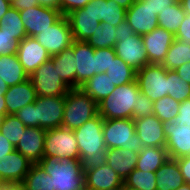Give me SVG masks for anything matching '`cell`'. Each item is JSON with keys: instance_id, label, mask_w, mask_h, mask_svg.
I'll use <instances>...</instances> for the list:
<instances>
[{"instance_id": "28", "label": "cell", "mask_w": 190, "mask_h": 190, "mask_svg": "<svg viewBox=\"0 0 190 190\" xmlns=\"http://www.w3.org/2000/svg\"><path fill=\"white\" fill-rule=\"evenodd\" d=\"M0 79L3 80L8 87L29 79V76L20 64L16 53L0 55Z\"/></svg>"}, {"instance_id": "63", "label": "cell", "mask_w": 190, "mask_h": 190, "mask_svg": "<svg viewBox=\"0 0 190 190\" xmlns=\"http://www.w3.org/2000/svg\"><path fill=\"white\" fill-rule=\"evenodd\" d=\"M176 2H178V3H181L183 0H175Z\"/></svg>"}, {"instance_id": "2", "label": "cell", "mask_w": 190, "mask_h": 190, "mask_svg": "<svg viewBox=\"0 0 190 190\" xmlns=\"http://www.w3.org/2000/svg\"><path fill=\"white\" fill-rule=\"evenodd\" d=\"M50 175L54 190H83L85 174L81 160L57 156L43 157L38 163Z\"/></svg>"}, {"instance_id": "33", "label": "cell", "mask_w": 190, "mask_h": 190, "mask_svg": "<svg viewBox=\"0 0 190 190\" xmlns=\"http://www.w3.org/2000/svg\"><path fill=\"white\" fill-rule=\"evenodd\" d=\"M0 30L12 35V38L18 42L27 37L24 24L17 9L10 8L0 19Z\"/></svg>"}, {"instance_id": "48", "label": "cell", "mask_w": 190, "mask_h": 190, "mask_svg": "<svg viewBox=\"0 0 190 190\" xmlns=\"http://www.w3.org/2000/svg\"><path fill=\"white\" fill-rule=\"evenodd\" d=\"M185 183L190 184V157L176 158Z\"/></svg>"}, {"instance_id": "13", "label": "cell", "mask_w": 190, "mask_h": 190, "mask_svg": "<svg viewBox=\"0 0 190 190\" xmlns=\"http://www.w3.org/2000/svg\"><path fill=\"white\" fill-rule=\"evenodd\" d=\"M33 164L17 150L0 158V180L5 185L22 184Z\"/></svg>"}, {"instance_id": "21", "label": "cell", "mask_w": 190, "mask_h": 190, "mask_svg": "<svg viewBox=\"0 0 190 190\" xmlns=\"http://www.w3.org/2000/svg\"><path fill=\"white\" fill-rule=\"evenodd\" d=\"M46 130L40 127H26L15 150L20 152L32 164H38L44 157V139Z\"/></svg>"}, {"instance_id": "5", "label": "cell", "mask_w": 190, "mask_h": 190, "mask_svg": "<svg viewBox=\"0 0 190 190\" xmlns=\"http://www.w3.org/2000/svg\"><path fill=\"white\" fill-rule=\"evenodd\" d=\"M98 115V104L80 88L65 95L62 127L75 130Z\"/></svg>"}, {"instance_id": "3", "label": "cell", "mask_w": 190, "mask_h": 190, "mask_svg": "<svg viewBox=\"0 0 190 190\" xmlns=\"http://www.w3.org/2000/svg\"><path fill=\"white\" fill-rule=\"evenodd\" d=\"M140 89L138 82L116 86L114 91L98 103V114L105 119H132Z\"/></svg>"}, {"instance_id": "23", "label": "cell", "mask_w": 190, "mask_h": 190, "mask_svg": "<svg viewBox=\"0 0 190 190\" xmlns=\"http://www.w3.org/2000/svg\"><path fill=\"white\" fill-rule=\"evenodd\" d=\"M84 174L85 188L88 190H108L124 184L120 176L107 164L87 169Z\"/></svg>"}, {"instance_id": "8", "label": "cell", "mask_w": 190, "mask_h": 190, "mask_svg": "<svg viewBox=\"0 0 190 190\" xmlns=\"http://www.w3.org/2000/svg\"><path fill=\"white\" fill-rule=\"evenodd\" d=\"M37 96H65L70 88L62 81L51 60L40 65L30 76Z\"/></svg>"}, {"instance_id": "38", "label": "cell", "mask_w": 190, "mask_h": 190, "mask_svg": "<svg viewBox=\"0 0 190 190\" xmlns=\"http://www.w3.org/2000/svg\"><path fill=\"white\" fill-rule=\"evenodd\" d=\"M167 95L179 103L190 98V85L174 70H167Z\"/></svg>"}, {"instance_id": "37", "label": "cell", "mask_w": 190, "mask_h": 190, "mask_svg": "<svg viewBox=\"0 0 190 190\" xmlns=\"http://www.w3.org/2000/svg\"><path fill=\"white\" fill-rule=\"evenodd\" d=\"M116 27L108 23H100L94 34L86 41L94 49L114 48L116 44Z\"/></svg>"}, {"instance_id": "53", "label": "cell", "mask_w": 190, "mask_h": 190, "mask_svg": "<svg viewBox=\"0 0 190 190\" xmlns=\"http://www.w3.org/2000/svg\"><path fill=\"white\" fill-rule=\"evenodd\" d=\"M38 4L43 7L60 9V0H37Z\"/></svg>"}, {"instance_id": "42", "label": "cell", "mask_w": 190, "mask_h": 190, "mask_svg": "<svg viewBox=\"0 0 190 190\" xmlns=\"http://www.w3.org/2000/svg\"><path fill=\"white\" fill-rule=\"evenodd\" d=\"M154 102L140 92L137 106L133 109L132 120H138L154 114Z\"/></svg>"}, {"instance_id": "24", "label": "cell", "mask_w": 190, "mask_h": 190, "mask_svg": "<svg viewBox=\"0 0 190 190\" xmlns=\"http://www.w3.org/2000/svg\"><path fill=\"white\" fill-rule=\"evenodd\" d=\"M138 153L129 149H108L106 164L110 166L124 181L136 168Z\"/></svg>"}, {"instance_id": "25", "label": "cell", "mask_w": 190, "mask_h": 190, "mask_svg": "<svg viewBox=\"0 0 190 190\" xmlns=\"http://www.w3.org/2000/svg\"><path fill=\"white\" fill-rule=\"evenodd\" d=\"M92 13L97 17V21L108 23L117 27L126 19V9L119 6L113 0H90Z\"/></svg>"}, {"instance_id": "62", "label": "cell", "mask_w": 190, "mask_h": 190, "mask_svg": "<svg viewBox=\"0 0 190 190\" xmlns=\"http://www.w3.org/2000/svg\"><path fill=\"white\" fill-rule=\"evenodd\" d=\"M5 184L0 180V189L4 186Z\"/></svg>"}, {"instance_id": "17", "label": "cell", "mask_w": 190, "mask_h": 190, "mask_svg": "<svg viewBox=\"0 0 190 190\" xmlns=\"http://www.w3.org/2000/svg\"><path fill=\"white\" fill-rule=\"evenodd\" d=\"M16 55L28 76L51 58L48 51L35 38L29 36L19 42Z\"/></svg>"}, {"instance_id": "49", "label": "cell", "mask_w": 190, "mask_h": 190, "mask_svg": "<svg viewBox=\"0 0 190 190\" xmlns=\"http://www.w3.org/2000/svg\"><path fill=\"white\" fill-rule=\"evenodd\" d=\"M144 3H149L155 14H159L161 11L176 3L175 0H143Z\"/></svg>"}, {"instance_id": "44", "label": "cell", "mask_w": 190, "mask_h": 190, "mask_svg": "<svg viewBox=\"0 0 190 190\" xmlns=\"http://www.w3.org/2000/svg\"><path fill=\"white\" fill-rule=\"evenodd\" d=\"M19 42L6 32L0 30V55L15 54L18 50Z\"/></svg>"}, {"instance_id": "36", "label": "cell", "mask_w": 190, "mask_h": 190, "mask_svg": "<svg viewBox=\"0 0 190 190\" xmlns=\"http://www.w3.org/2000/svg\"><path fill=\"white\" fill-rule=\"evenodd\" d=\"M156 174L134 169L124 180V186L130 190H157Z\"/></svg>"}, {"instance_id": "61", "label": "cell", "mask_w": 190, "mask_h": 190, "mask_svg": "<svg viewBox=\"0 0 190 190\" xmlns=\"http://www.w3.org/2000/svg\"><path fill=\"white\" fill-rule=\"evenodd\" d=\"M108 190H127V189H126V187L123 184L122 186L114 187V188H111V189H108Z\"/></svg>"}, {"instance_id": "10", "label": "cell", "mask_w": 190, "mask_h": 190, "mask_svg": "<svg viewBox=\"0 0 190 190\" xmlns=\"http://www.w3.org/2000/svg\"><path fill=\"white\" fill-rule=\"evenodd\" d=\"M38 43L43 46L50 56L59 54L69 48L73 41V34L66 16L62 15L51 27L35 35Z\"/></svg>"}, {"instance_id": "27", "label": "cell", "mask_w": 190, "mask_h": 190, "mask_svg": "<svg viewBox=\"0 0 190 190\" xmlns=\"http://www.w3.org/2000/svg\"><path fill=\"white\" fill-rule=\"evenodd\" d=\"M155 174L157 190H176L185 184L176 159L169 158Z\"/></svg>"}, {"instance_id": "19", "label": "cell", "mask_w": 190, "mask_h": 190, "mask_svg": "<svg viewBox=\"0 0 190 190\" xmlns=\"http://www.w3.org/2000/svg\"><path fill=\"white\" fill-rule=\"evenodd\" d=\"M133 121L136 134L139 136L143 147L166 148L167 138L164 131V123L154 114Z\"/></svg>"}, {"instance_id": "15", "label": "cell", "mask_w": 190, "mask_h": 190, "mask_svg": "<svg viewBox=\"0 0 190 190\" xmlns=\"http://www.w3.org/2000/svg\"><path fill=\"white\" fill-rule=\"evenodd\" d=\"M72 50L76 58V89H78L96 75L95 49L85 41L74 40Z\"/></svg>"}, {"instance_id": "4", "label": "cell", "mask_w": 190, "mask_h": 190, "mask_svg": "<svg viewBox=\"0 0 190 190\" xmlns=\"http://www.w3.org/2000/svg\"><path fill=\"white\" fill-rule=\"evenodd\" d=\"M115 35L114 50L119 58L136 71L149 64L142 37L134 32L126 19L116 27Z\"/></svg>"}, {"instance_id": "46", "label": "cell", "mask_w": 190, "mask_h": 190, "mask_svg": "<svg viewBox=\"0 0 190 190\" xmlns=\"http://www.w3.org/2000/svg\"><path fill=\"white\" fill-rule=\"evenodd\" d=\"M90 0H60V12L66 16L70 12L78 8H83Z\"/></svg>"}, {"instance_id": "26", "label": "cell", "mask_w": 190, "mask_h": 190, "mask_svg": "<svg viewBox=\"0 0 190 190\" xmlns=\"http://www.w3.org/2000/svg\"><path fill=\"white\" fill-rule=\"evenodd\" d=\"M50 60L57 69L62 81L70 88L76 89L75 54L72 45L62 50L59 54L52 55Z\"/></svg>"}, {"instance_id": "47", "label": "cell", "mask_w": 190, "mask_h": 190, "mask_svg": "<svg viewBox=\"0 0 190 190\" xmlns=\"http://www.w3.org/2000/svg\"><path fill=\"white\" fill-rule=\"evenodd\" d=\"M175 38L182 42L190 43V14H185L183 22L175 34Z\"/></svg>"}, {"instance_id": "14", "label": "cell", "mask_w": 190, "mask_h": 190, "mask_svg": "<svg viewBox=\"0 0 190 190\" xmlns=\"http://www.w3.org/2000/svg\"><path fill=\"white\" fill-rule=\"evenodd\" d=\"M126 20L137 35L152 32L158 27V15L155 14L149 3L135 0L126 10Z\"/></svg>"}, {"instance_id": "56", "label": "cell", "mask_w": 190, "mask_h": 190, "mask_svg": "<svg viewBox=\"0 0 190 190\" xmlns=\"http://www.w3.org/2000/svg\"><path fill=\"white\" fill-rule=\"evenodd\" d=\"M113 1L117 3L119 6H121L122 8L128 10L132 6L135 0H113Z\"/></svg>"}, {"instance_id": "40", "label": "cell", "mask_w": 190, "mask_h": 190, "mask_svg": "<svg viewBox=\"0 0 190 190\" xmlns=\"http://www.w3.org/2000/svg\"><path fill=\"white\" fill-rule=\"evenodd\" d=\"M180 103L170 96H164L154 102V115L163 123L173 121L179 114Z\"/></svg>"}, {"instance_id": "59", "label": "cell", "mask_w": 190, "mask_h": 190, "mask_svg": "<svg viewBox=\"0 0 190 190\" xmlns=\"http://www.w3.org/2000/svg\"><path fill=\"white\" fill-rule=\"evenodd\" d=\"M8 88H9L8 85L3 80L0 79V92L6 93Z\"/></svg>"}, {"instance_id": "52", "label": "cell", "mask_w": 190, "mask_h": 190, "mask_svg": "<svg viewBox=\"0 0 190 190\" xmlns=\"http://www.w3.org/2000/svg\"><path fill=\"white\" fill-rule=\"evenodd\" d=\"M174 71L181 77L182 80L190 85V62L181 65Z\"/></svg>"}, {"instance_id": "50", "label": "cell", "mask_w": 190, "mask_h": 190, "mask_svg": "<svg viewBox=\"0 0 190 190\" xmlns=\"http://www.w3.org/2000/svg\"><path fill=\"white\" fill-rule=\"evenodd\" d=\"M37 5H39L37 0H14L11 3V7L18 11L29 9Z\"/></svg>"}, {"instance_id": "34", "label": "cell", "mask_w": 190, "mask_h": 190, "mask_svg": "<svg viewBox=\"0 0 190 190\" xmlns=\"http://www.w3.org/2000/svg\"><path fill=\"white\" fill-rule=\"evenodd\" d=\"M185 14L181 3L176 2L158 14V27L164 28L175 35L183 22Z\"/></svg>"}, {"instance_id": "31", "label": "cell", "mask_w": 190, "mask_h": 190, "mask_svg": "<svg viewBox=\"0 0 190 190\" xmlns=\"http://www.w3.org/2000/svg\"><path fill=\"white\" fill-rule=\"evenodd\" d=\"M188 62H190V43L175 38L161 65L166 70H175Z\"/></svg>"}, {"instance_id": "22", "label": "cell", "mask_w": 190, "mask_h": 190, "mask_svg": "<svg viewBox=\"0 0 190 190\" xmlns=\"http://www.w3.org/2000/svg\"><path fill=\"white\" fill-rule=\"evenodd\" d=\"M7 115H15L27 104L36 101V91L30 79L22 83L10 86L4 95Z\"/></svg>"}, {"instance_id": "54", "label": "cell", "mask_w": 190, "mask_h": 190, "mask_svg": "<svg viewBox=\"0 0 190 190\" xmlns=\"http://www.w3.org/2000/svg\"><path fill=\"white\" fill-rule=\"evenodd\" d=\"M5 93L0 92V117L3 118L7 115L6 101L4 97Z\"/></svg>"}, {"instance_id": "41", "label": "cell", "mask_w": 190, "mask_h": 190, "mask_svg": "<svg viewBox=\"0 0 190 190\" xmlns=\"http://www.w3.org/2000/svg\"><path fill=\"white\" fill-rule=\"evenodd\" d=\"M116 56L114 48L95 49L96 74L105 73Z\"/></svg>"}, {"instance_id": "43", "label": "cell", "mask_w": 190, "mask_h": 190, "mask_svg": "<svg viewBox=\"0 0 190 190\" xmlns=\"http://www.w3.org/2000/svg\"><path fill=\"white\" fill-rule=\"evenodd\" d=\"M26 127H38L36 120V104L30 103L20 109L15 115Z\"/></svg>"}, {"instance_id": "7", "label": "cell", "mask_w": 190, "mask_h": 190, "mask_svg": "<svg viewBox=\"0 0 190 190\" xmlns=\"http://www.w3.org/2000/svg\"><path fill=\"white\" fill-rule=\"evenodd\" d=\"M57 156L59 159L80 160L78 141L74 130L65 127L46 130L44 139V157Z\"/></svg>"}, {"instance_id": "55", "label": "cell", "mask_w": 190, "mask_h": 190, "mask_svg": "<svg viewBox=\"0 0 190 190\" xmlns=\"http://www.w3.org/2000/svg\"><path fill=\"white\" fill-rule=\"evenodd\" d=\"M11 8V3L7 0H0V19L7 13Z\"/></svg>"}, {"instance_id": "11", "label": "cell", "mask_w": 190, "mask_h": 190, "mask_svg": "<svg viewBox=\"0 0 190 190\" xmlns=\"http://www.w3.org/2000/svg\"><path fill=\"white\" fill-rule=\"evenodd\" d=\"M34 103L36 104L38 127L50 130L62 126L65 96H37Z\"/></svg>"}, {"instance_id": "45", "label": "cell", "mask_w": 190, "mask_h": 190, "mask_svg": "<svg viewBox=\"0 0 190 190\" xmlns=\"http://www.w3.org/2000/svg\"><path fill=\"white\" fill-rule=\"evenodd\" d=\"M174 121L181 125H190V98L180 103L179 114L175 117Z\"/></svg>"}, {"instance_id": "16", "label": "cell", "mask_w": 190, "mask_h": 190, "mask_svg": "<svg viewBox=\"0 0 190 190\" xmlns=\"http://www.w3.org/2000/svg\"><path fill=\"white\" fill-rule=\"evenodd\" d=\"M148 55L149 64H162L175 35L164 28L156 27L152 32L141 36Z\"/></svg>"}, {"instance_id": "29", "label": "cell", "mask_w": 190, "mask_h": 190, "mask_svg": "<svg viewBox=\"0 0 190 190\" xmlns=\"http://www.w3.org/2000/svg\"><path fill=\"white\" fill-rule=\"evenodd\" d=\"M168 159V152L164 147H143L137 157L136 169L155 173Z\"/></svg>"}, {"instance_id": "39", "label": "cell", "mask_w": 190, "mask_h": 190, "mask_svg": "<svg viewBox=\"0 0 190 190\" xmlns=\"http://www.w3.org/2000/svg\"><path fill=\"white\" fill-rule=\"evenodd\" d=\"M26 126L14 115H6L2 118L0 133L14 146H17Z\"/></svg>"}, {"instance_id": "30", "label": "cell", "mask_w": 190, "mask_h": 190, "mask_svg": "<svg viewBox=\"0 0 190 190\" xmlns=\"http://www.w3.org/2000/svg\"><path fill=\"white\" fill-rule=\"evenodd\" d=\"M106 73H99L88 79L80 89L89 95L97 104L109 96L115 89Z\"/></svg>"}, {"instance_id": "57", "label": "cell", "mask_w": 190, "mask_h": 190, "mask_svg": "<svg viewBox=\"0 0 190 190\" xmlns=\"http://www.w3.org/2000/svg\"><path fill=\"white\" fill-rule=\"evenodd\" d=\"M0 190H25L21 184L4 185Z\"/></svg>"}, {"instance_id": "35", "label": "cell", "mask_w": 190, "mask_h": 190, "mask_svg": "<svg viewBox=\"0 0 190 190\" xmlns=\"http://www.w3.org/2000/svg\"><path fill=\"white\" fill-rule=\"evenodd\" d=\"M25 190H54L52 180L39 164H33L21 184Z\"/></svg>"}, {"instance_id": "12", "label": "cell", "mask_w": 190, "mask_h": 190, "mask_svg": "<svg viewBox=\"0 0 190 190\" xmlns=\"http://www.w3.org/2000/svg\"><path fill=\"white\" fill-rule=\"evenodd\" d=\"M19 12L26 34L29 37H34L46 28L51 27L62 16L60 10L40 5Z\"/></svg>"}, {"instance_id": "60", "label": "cell", "mask_w": 190, "mask_h": 190, "mask_svg": "<svg viewBox=\"0 0 190 190\" xmlns=\"http://www.w3.org/2000/svg\"><path fill=\"white\" fill-rule=\"evenodd\" d=\"M176 190H190V184L185 183Z\"/></svg>"}, {"instance_id": "9", "label": "cell", "mask_w": 190, "mask_h": 190, "mask_svg": "<svg viewBox=\"0 0 190 190\" xmlns=\"http://www.w3.org/2000/svg\"><path fill=\"white\" fill-rule=\"evenodd\" d=\"M136 81L142 94L151 101L167 96V70L161 64H148L136 71Z\"/></svg>"}, {"instance_id": "6", "label": "cell", "mask_w": 190, "mask_h": 190, "mask_svg": "<svg viewBox=\"0 0 190 190\" xmlns=\"http://www.w3.org/2000/svg\"><path fill=\"white\" fill-rule=\"evenodd\" d=\"M103 136L108 149L126 148L138 154L143 150L132 119H105Z\"/></svg>"}, {"instance_id": "58", "label": "cell", "mask_w": 190, "mask_h": 190, "mask_svg": "<svg viewBox=\"0 0 190 190\" xmlns=\"http://www.w3.org/2000/svg\"><path fill=\"white\" fill-rule=\"evenodd\" d=\"M181 5L183 7V11L186 13V14H190V0H183L181 2Z\"/></svg>"}, {"instance_id": "1", "label": "cell", "mask_w": 190, "mask_h": 190, "mask_svg": "<svg viewBox=\"0 0 190 190\" xmlns=\"http://www.w3.org/2000/svg\"><path fill=\"white\" fill-rule=\"evenodd\" d=\"M104 119L98 114L74 130L83 170L106 164L107 146L103 136Z\"/></svg>"}, {"instance_id": "51", "label": "cell", "mask_w": 190, "mask_h": 190, "mask_svg": "<svg viewBox=\"0 0 190 190\" xmlns=\"http://www.w3.org/2000/svg\"><path fill=\"white\" fill-rule=\"evenodd\" d=\"M14 146L0 133V158L14 151Z\"/></svg>"}, {"instance_id": "20", "label": "cell", "mask_w": 190, "mask_h": 190, "mask_svg": "<svg viewBox=\"0 0 190 190\" xmlns=\"http://www.w3.org/2000/svg\"><path fill=\"white\" fill-rule=\"evenodd\" d=\"M66 17L72 29L73 38L76 41L86 42L101 23V21H97V17L92 13L89 4L83 8L75 9L67 14Z\"/></svg>"}, {"instance_id": "18", "label": "cell", "mask_w": 190, "mask_h": 190, "mask_svg": "<svg viewBox=\"0 0 190 190\" xmlns=\"http://www.w3.org/2000/svg\"><path fill=\"white\" fill-rule=\"evenodd\" d=\"M167 138L166 149L169 158H181L190 154V125H181L173 121L164 123Z\"/></svg>"}, {"instance_id": "32", "label": "cell", "mask_w": 190, "mask_h": 190, "mask_svg": "<svg viewBox=\"0 0 190 190\" xmlns=\"http://www.w3.org/2000/svg\"><path fill=\"white\" fill-rule=\"evenodd\" d=\"M105 73L115 86H120L136 80V70L118 56L111 62V65Z\"/></svg>"}]
</instances>
